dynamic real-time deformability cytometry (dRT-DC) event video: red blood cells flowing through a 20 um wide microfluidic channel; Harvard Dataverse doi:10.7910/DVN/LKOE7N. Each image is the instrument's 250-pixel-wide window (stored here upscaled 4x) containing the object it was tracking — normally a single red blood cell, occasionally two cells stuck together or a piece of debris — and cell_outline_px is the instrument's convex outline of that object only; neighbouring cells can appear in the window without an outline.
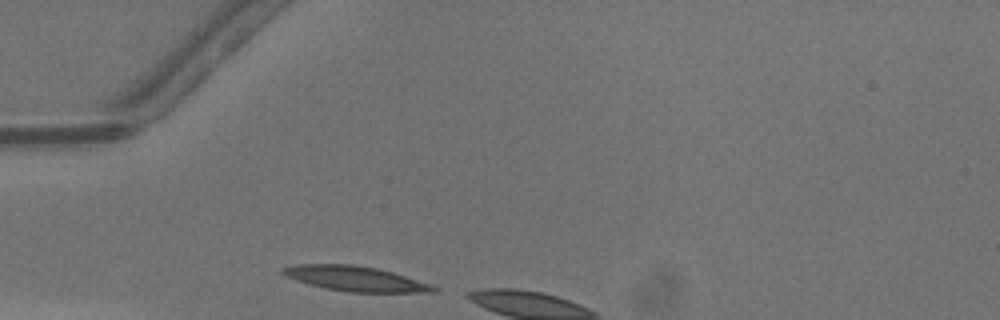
{"species": "common noctule bat (a hibernating species)", "species_latin": "Nyctalus noctula", "temperature_condition": "warm", "stored_images_in_passage": 3, "camera_frame_rate_fps": 3000, "um_per_image_px": 0.085, "animal": {"sex": "male", "body_mass_g": 13.3}, "frame": {"image": 1, "passage_image": 1, "time_ms": 0.0, "image_size_px": [1000, 320], "cell_outline_px": [[440, 288], [436, 292], [348, 292], [324, 288], [308, 284], [296, 280], [280, 272], [280, 268], [296, 264], [352, 264], [376, 268], [392, 272], [432, 284]], "centroid_in_image_um": [30.21, 23.68], "position_along_channel_um": 54.8, "area_um2": 21.96}}